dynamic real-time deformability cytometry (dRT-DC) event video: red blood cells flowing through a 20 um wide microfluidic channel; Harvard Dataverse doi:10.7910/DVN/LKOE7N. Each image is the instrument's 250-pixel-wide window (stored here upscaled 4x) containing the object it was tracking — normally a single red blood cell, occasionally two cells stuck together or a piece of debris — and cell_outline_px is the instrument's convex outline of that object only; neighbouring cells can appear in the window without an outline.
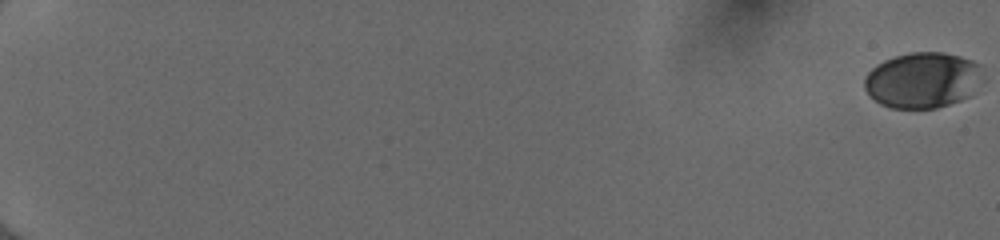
{"species": "human", "species_latin": "Homo sapiens", "temperature_condition": "cold", "stored_images_in_passage": 56, "camera_frame_rate_fps": 3000, "um_per_image_px": 0.085, "donor": {"sex": "female"}, "frame": {"image": 1, "passage_image": 1, "time_ms": 0.0, "image_size_px": [1000, 240], "cell_outline_px": [[980, 72], [972, 96], [936, 108], [892, 108], [880, 104], [864, 88], [864, 76], [876, 64], [884, 60], [896, 56], [912, 52], [944, 52], [960, 56], [972, 60], [980, 64]], "centroid_in_image_um": [78.39, 6.8], "position_along_channel_um": 6.6, "area_um2": 38.21}}
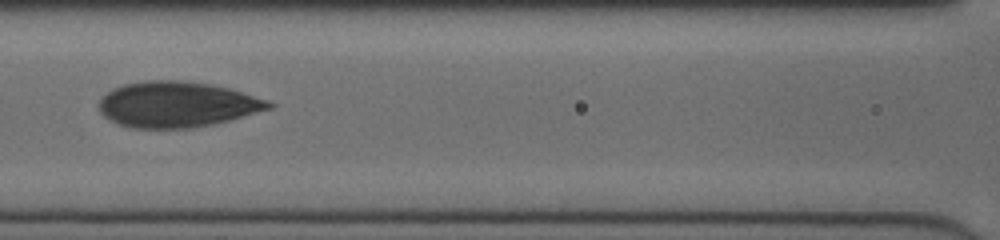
{"frame": {"image": 2, "passage_image": 30, "time_ms": 9.667, "image_size_px": [1000, 240], "cell_outline_px": [[276, 104], [272, 108], [228, 120], [212, 124], [192, 128], [132, 128], [120, 124], [104, 116], [100, 112], [96, 104], [112, 88], [124, 84], [144, 80], [184, 80], [212, 84], [228, 88], [268, 100]], "centroid_in_image_um": [15.03, 8.86], "position_along_channel_um": 151.6, "area_um2": 45.2}}
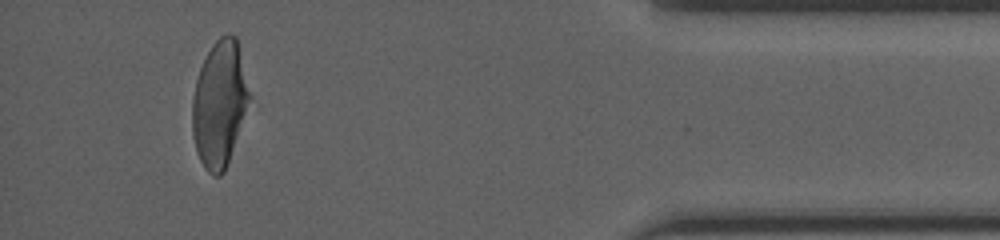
{"frame": {"image": 3, "passage_image": 53, "time_ms": 17.333, "image_size_px": [1000, 240], "cell_outline_px": [[252, 96], [224, 172], [220, 176], [212, 176], [204, 168], [200, 160], [196, 148], [192, 132], [192, 100], [196, 80], [200, 68], [212, 44], [220, 36], [228, 32], [236, 36]], "centroid_in_image_um": [18.67, 8.8], "position_along_channel_um": 416.5, "area_um2": 42.02}, "authors_computed_cell_mechanics": {"area_um2": 42.483, "velocity_mm_per_s": 4.0048, "shape_relaxation_time_tau1_ms": 5.4618, "shape_relaxation_time_tau2_ms": 0.8119, "deformation_change_tau1": 0.1825, "deformation_change_tau2": 0.0599}}